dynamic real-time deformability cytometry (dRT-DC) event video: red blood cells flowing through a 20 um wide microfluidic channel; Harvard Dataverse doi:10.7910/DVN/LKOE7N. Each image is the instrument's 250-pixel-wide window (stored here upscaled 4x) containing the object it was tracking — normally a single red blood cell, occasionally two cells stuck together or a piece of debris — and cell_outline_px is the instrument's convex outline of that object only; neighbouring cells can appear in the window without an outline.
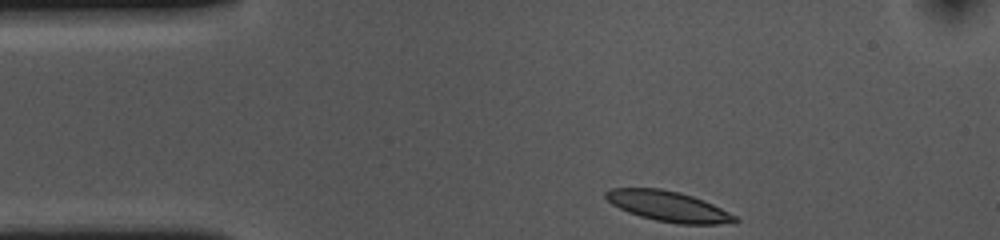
{"species": "common noctule bat (a hibernating species)", "species_latin": "Nyctalus noctula", "temperature_condition": "cold", "stored_images_in_passage": 35, "camera_frame_rate_fps": 3000, "um_per_image_px": 0.085, "animal": {"sex": "female", "body_mass_g": 10.0, "forearm_length_mm": 53.1}, "frame": {"image": 1, "passage_image": 1, "time_ms": 0.0, "image_size_px": [1000, 240], "cell_outline_px": [[740, 220], [736, 224], [676, 224], [656, 220], [640, 216], [628, 212], [612, 204], [604, 196], [604, 192], [612, 188], [660, 188], [680, 192], [704, 200], [736, 216]], "centroid_in_image_um": [56.84, 17.54], "position_along_channel_um": 28.2, "area_um2": 22.95}}
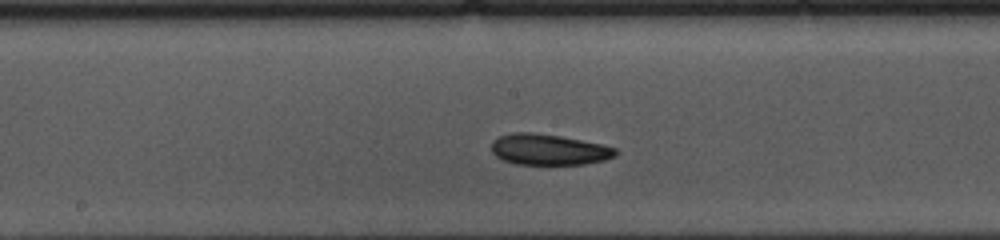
{"frame": {"image": 2, "passage_image": 19, "time_ms": 6.0, "image_size_px": [1000, 240], "cell_outline_px": [[616, 156], [604, 160], [584, 164], [516, 164], [504, 160], [496, 156], [492, 152], [492, 140], [500, 136], [512, 132], [536, 132], [560, 136], [604, 144], [616, 148]], "centroid_in_image_um": [46.65, 12.7], "position_along_channel_um": 201.6, "area_um2": 22.43}}
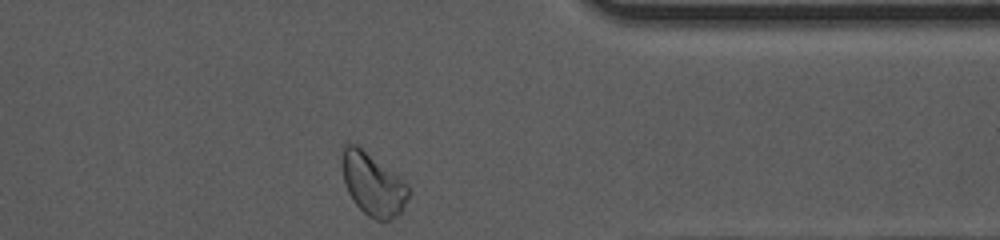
{"frame": {"image": 3, "passage_image": 35, "time_ms": 11.333, "image_size_px": [1000, 240], "cell_outline_px": [[408, 200], [400, 216], [388, 220], [376, 220], [368, 216], [352, 200], [344, 184], [340, 160], [344, 144], [356, 144], [404, 180], [408, 184]], "centroid_in_image_um": [31.68, 15.67], "position_along_channel_um": 379.7, "area_um2": 24.39}, "authors_computed_cell_mechanics": {"area_um2": 23.0622, "velocity_mm_per_s": 3.6037, "shape_relaxation_time_tau1_ms": 3.9857, "shape_relaxation_time_tau2_ms": 5.9484, "deformation_change_tau1": 0.0954, "deformation_change_tau2": 0.1135}}